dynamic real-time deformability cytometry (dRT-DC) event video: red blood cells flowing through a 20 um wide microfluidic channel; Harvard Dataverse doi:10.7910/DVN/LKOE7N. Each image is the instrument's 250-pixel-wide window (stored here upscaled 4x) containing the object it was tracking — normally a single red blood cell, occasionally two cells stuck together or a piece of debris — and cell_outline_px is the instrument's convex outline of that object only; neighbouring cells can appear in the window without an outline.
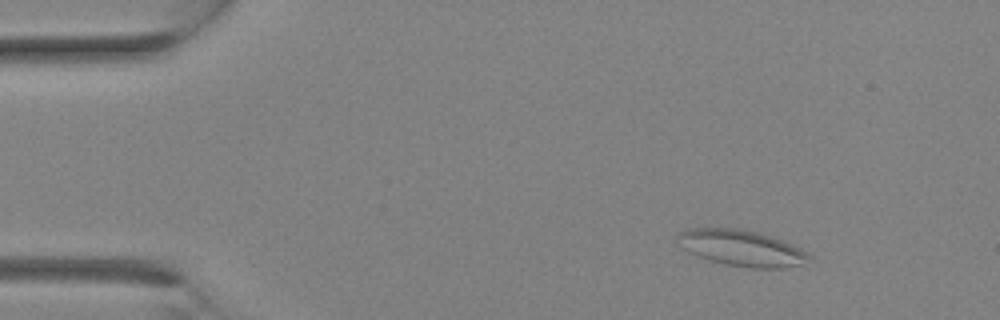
{"species": "Egyptian fruit bat (a non-hibernating species)", "species_latin": "Rousettus aegyptiacus", "temperature_condition": "room temperature", "stored_images_in_passage": 7, "camera_frame_rate_fps": 3000, "um_per_image_px": 0.085, "animal": {"sex": "female"}, "frame": {"image": 1, "passage_image": 1, "time_ms": 0.0, "image_size_px": [1000, 320], "cell_outline_px": [[812, 256], [800, 264], [784, 268], [752, 268], [728, 264], [712, 260], [700, 256], [684, 248], [676, 240], [676, 236], [680, 232], [688, 228], [740, 228], [772, 236], [792, 244], [808, 252]], "centroid_in_image_um": [63.05, 21.06], "position_along_channel_um": 22.0, "area_um2": 27.22}}
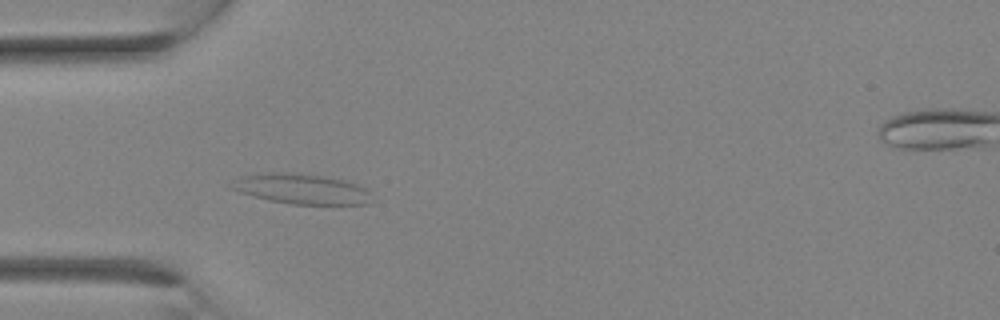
{"frame": {"image": 2, "passage_image": 6, "time_ms": 1.667, "image_size_px": [1000, 320], "cell_outline_px": [[368, 204], [292, 204], [268, 200], [240, 192], [228, 188], [240, 176], [268, 172], [284, 172], [324, 176], [344, 180], [356, 184], [364, 188], [368, 192]], "centroid_in_image_um": [25.56, 16.05], "position_along_channel_um": 59.4, "area_um2": 24.28}}